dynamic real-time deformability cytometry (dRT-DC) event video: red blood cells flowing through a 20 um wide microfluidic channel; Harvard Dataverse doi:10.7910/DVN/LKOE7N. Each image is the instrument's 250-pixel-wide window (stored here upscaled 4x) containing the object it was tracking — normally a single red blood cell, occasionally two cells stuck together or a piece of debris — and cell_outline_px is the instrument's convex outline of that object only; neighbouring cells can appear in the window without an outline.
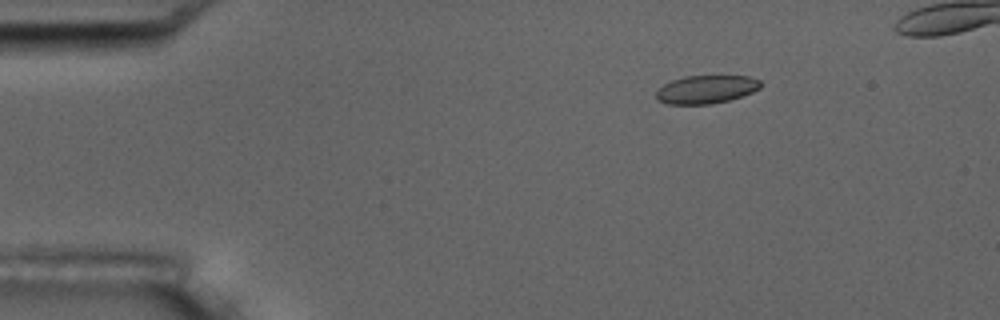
{"species": "common noctule bat (a hibernating species)", "species_latin": "Nyctalus noctula", "temperature_condition": "room temperature", "stored_images_in_passage": 4, "camera_frame_rate_fps": 3000, "um_per_image_px": 0.085, "animal": {"sex": "male", "body_mass_g": 17.5, "forearm_length_mm": 52.3}, "frame": {"image": 1, "passage_image": 1, "time_ms": 0.0, "image_size_px": [1000, 320], "cell_outline_px": [[764, 84], [760, 88], [752, 92], [728, 100], [712, 104], [668, 104], [656, 100], [656, 92], [664, 84], [672, 80], [684, 76], [748, 76], [760, 80]], "centroid_in_image_um": [60.03, 7.59], "position_along_channel_um": 25.0, "area_um2": 17.17}}